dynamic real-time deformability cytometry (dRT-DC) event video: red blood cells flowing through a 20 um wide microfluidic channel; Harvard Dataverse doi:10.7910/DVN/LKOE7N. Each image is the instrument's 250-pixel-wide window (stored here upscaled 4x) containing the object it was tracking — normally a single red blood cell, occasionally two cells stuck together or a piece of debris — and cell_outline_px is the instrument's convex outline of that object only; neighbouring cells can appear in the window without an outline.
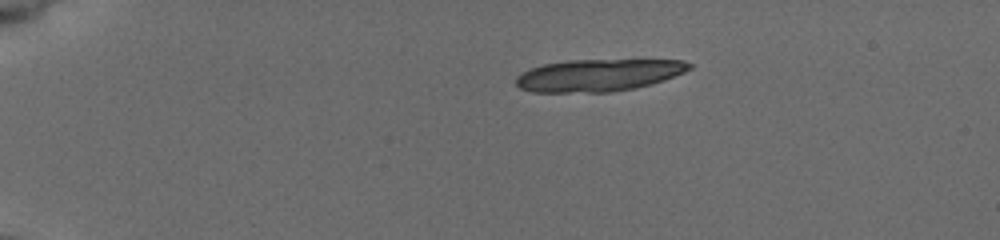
{"species": "common noctule bat (a hibernating species)", "species_latin": "Nyctalus noctula", "temperature_condition": "cold", "stored_images_in_passage": 15, "camera_frame_rate_fps": 3000, "um_per_image_px": 0.085, "animal": {"sex": "female", "body_mass_g": 19.5, "forearm_length_mm": 54.1}, "frame": {"image": 1, "passage_image": 1, "time_ms": 0.0, "image_size_px": [1000, 240], "cell_outline_px": [[692, 68], [684, 72], [664, 80], [636, 88], [608, 92], [532, 92], [520, 88], [516, 84], [516, 76], [532, 68], [544, 64], [568, 60], [680, 60], [692, 64]], "centroid_in_image_um": [50.87, 6.39], "position_along_channel_um": 34.1, "area_um2": 32.31}}